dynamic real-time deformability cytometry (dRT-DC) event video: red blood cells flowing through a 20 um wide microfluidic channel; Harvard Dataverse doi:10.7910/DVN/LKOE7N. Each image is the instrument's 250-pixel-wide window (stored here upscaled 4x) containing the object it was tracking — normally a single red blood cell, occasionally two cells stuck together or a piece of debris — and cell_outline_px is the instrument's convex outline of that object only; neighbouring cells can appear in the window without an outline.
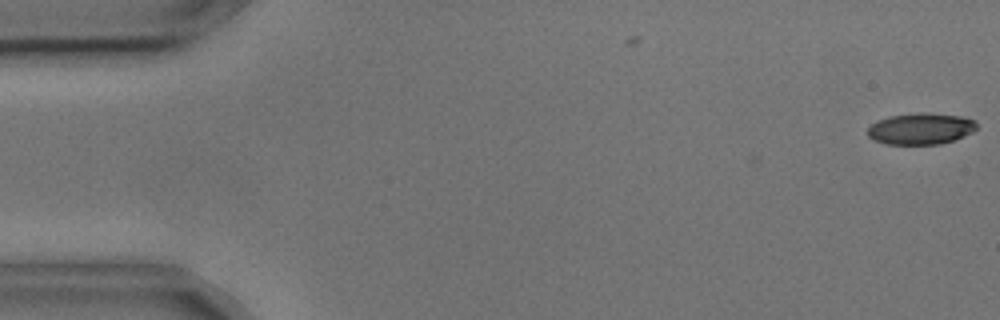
{"species": "common noctule bat (a hibernating species)", "species_latin": "Nyctalus noctula", "temperature_condition": "cold", "stored_images_in_passage": 2, "camera_frame_rate_fps": 3000, "um_per_image_px": 0.085, "animal": {"sex": "male", "body_mass_g": 17.9, "forearm_length_mm": 54.2}, "frame": {"image": 1, "passage_image": 2, "time_ms": 0.333, "image_size_px": [1000, 320], "cell_outline_px": [[976, 128], [972, 132], [964, 136], [940, 144], [884, 144], [872, 140], [868, 136], [868, 128], [872, 124], [880, 120], [892, 116], [920, 112], [924, 112], [960, 116], [972, 120], [976, 124]], "centroid_in_image_um": [78.24, 10.95], "position_along_channel_um": 6.8, "area_um2": 19.71}}